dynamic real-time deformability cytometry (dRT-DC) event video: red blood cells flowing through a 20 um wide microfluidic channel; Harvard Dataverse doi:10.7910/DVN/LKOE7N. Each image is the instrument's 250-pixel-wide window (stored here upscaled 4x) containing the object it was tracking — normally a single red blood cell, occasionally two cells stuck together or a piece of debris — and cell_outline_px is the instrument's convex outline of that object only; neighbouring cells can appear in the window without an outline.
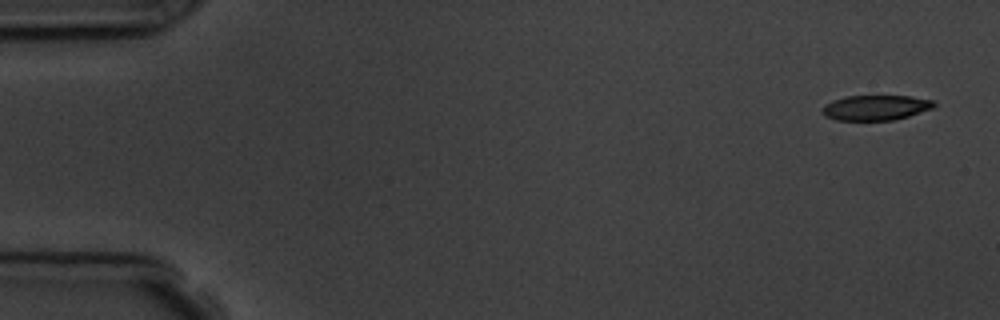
{"species": "common noctule bat (a hibernating species)", "species_latin": "Nyctalus noctula", "temperature_condition": "room temperature", "stored_images_in_passage": 5, "camera_frame_rate_fps": 3000, "um_per_image_px": 0.085, "animal": {"sex": "male", "body_mass_g": 19.5, "forearm_length_mm": 54.6}, "frame": {"image": 1, "passage_image": 1, "time_ms": 0.0, "image_size_px": [1000, 320], "cell_outline_px": [[936, 104], [932, 108], [908, 116], [892, 120], [836, 120], [824, 116], [820, 112], [824, 104], [832, 100], [844, 96], [908, 96], [932, 100]], "centroid_in_image_um": [74.36, 9.15], "position_along_channel_um": 10.6, "area_um2": 16.36}}
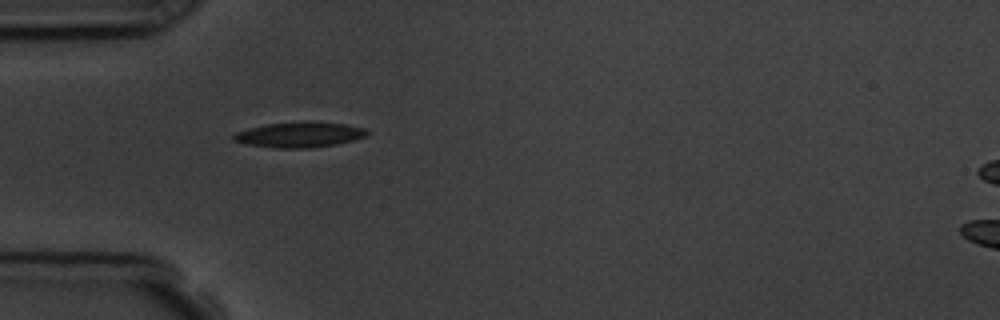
{"frame": {"image": 2, "passage_image": 4, "time_ms": 4.667, "image_size_px": [1000, 320], "cell_outline_px": [[368, 132], [364, 136], [352, 140], [336, 144], [312, 148], [272, 148], [244, 144], [232, 140], [232, 136], [236, 132], [248, 128], [268, 124], [304, 120], [344, 124], [364, 128]], "centroid_in_image_um": [25.39, 11.44], "position_along_channel_um": 59.6, "area_um2": 19.88}}
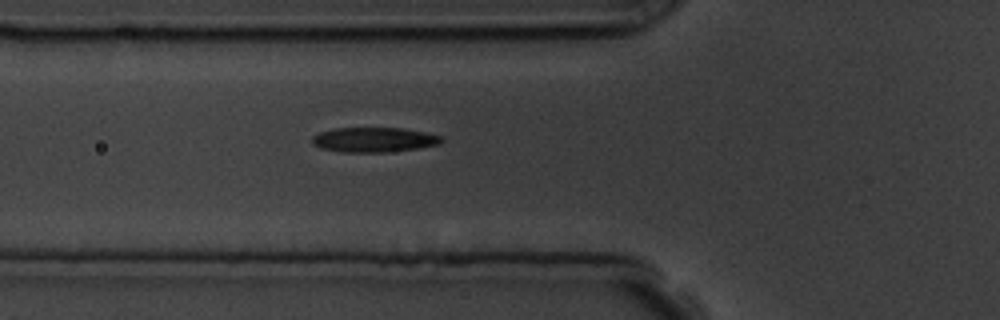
{"frame": {"image": 3, "passage_image": 5, "time_ms": 5.667, "image_size_px": [1000, 320], "cell_outline_px": [[444, 140], [440, 144], [420, 148], [388, 152], [340, 152], [320, 148], [312, 144], [312, 136], [320, 132], [336, 128], [404, 128], [424, 132], [440, 136]], "centroid_in_image_um": [31.78, 11.88], "position_along_channel_um": 94.0, "area_um2": 18.79}}